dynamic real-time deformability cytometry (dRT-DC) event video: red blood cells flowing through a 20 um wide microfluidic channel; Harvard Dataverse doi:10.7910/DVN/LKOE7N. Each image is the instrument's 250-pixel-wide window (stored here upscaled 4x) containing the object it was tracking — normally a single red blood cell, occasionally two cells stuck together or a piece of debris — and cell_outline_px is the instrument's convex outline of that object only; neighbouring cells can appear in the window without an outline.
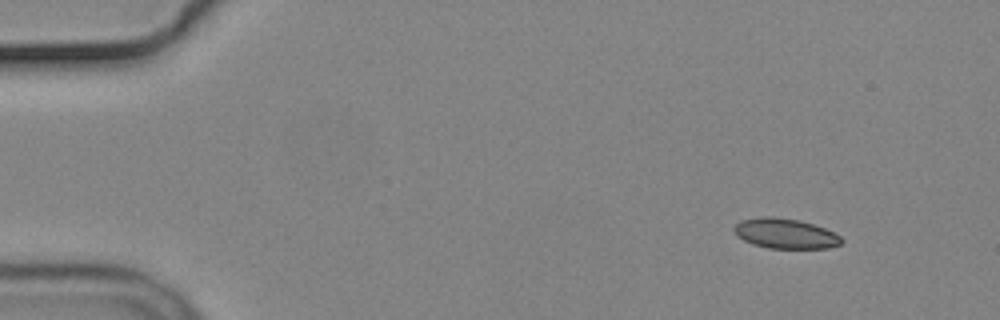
{"species": "common noctule bat (a hibernating species)", "species_latin": "Nyctalus noctula", "temperature_condition": "cold", "stored_images_in_passage": 51, "camera_frame_rate_fps": 3000, "um_per_image_px": 0.085, "animal": {"sex": "male", "body_mass_g": 19.2, "forearm_length_mm": 51.8}, "frame": {"image": 1, "passage_image": 1, "time_ms": 0.0, "image_size_px": [1000, 320], "cell_outline_px": [[844, 240], [840, 244], [828, 248], [768, 248], [752, 244], [744, 240], [732, 228], [740, 220], [760, 216], [772, 216], [800, 220], [824, 228], [840, 236]], "centroid_in_image_um": [66.74, 19.84], "position_along_channel_um": 18.3, "area_um2": 18.73}}
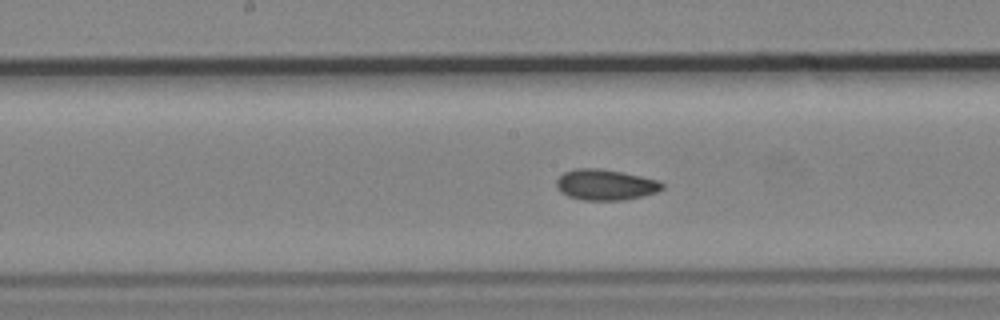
{"frame": {"image": 2, "passage_image": 24, "time_ms": 7.667, "image_size_px": [1000, 320], "cell_outline_px": [[664, 188], [656, 192], [644, 196], [624, 200], [584, 200], [568, 196], [560, 192], [556, 188], [556, 180], [564, 172], [576, 168], [600, 168], [624, 172], [660, 180], [664, 184]], "centroid_in_image_um": [51.48, 15.7], "position_along_channel_um": 196.7, "area_um2": 19.25}}
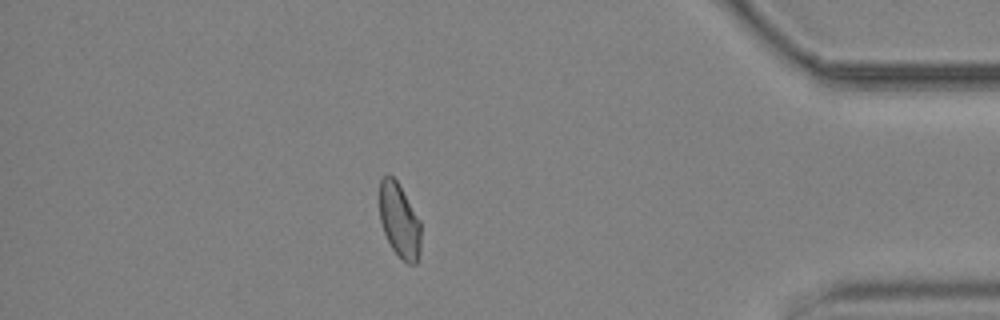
{"frame": {"image": 3, "passage_image": 44, "time_ms": 14.333, "image_size_px": [1000, 320], "cell_outline_px": [[420, 252], [416, 264], [408, 264], [392, 248], [384, 232], [380, 220], [380, 180], [384, 176], [392, 176], [396, 180], [420, 220]], "centroid_in_image_um": [33.95, 18.76], "position_along_channel_um": 401.2, "area_um2": 17.57}, "authors_computed_cell_mechanics": {"area_um2": 18.785, "velocity_mm_per_s": 3.664, "shape_relaxation_time_tau1_ms": null, "shape_relaxation_time_tau2_ms": 3.7161, "deformation_change_tau1": null, "deformation_change_tau2": 0.081}}